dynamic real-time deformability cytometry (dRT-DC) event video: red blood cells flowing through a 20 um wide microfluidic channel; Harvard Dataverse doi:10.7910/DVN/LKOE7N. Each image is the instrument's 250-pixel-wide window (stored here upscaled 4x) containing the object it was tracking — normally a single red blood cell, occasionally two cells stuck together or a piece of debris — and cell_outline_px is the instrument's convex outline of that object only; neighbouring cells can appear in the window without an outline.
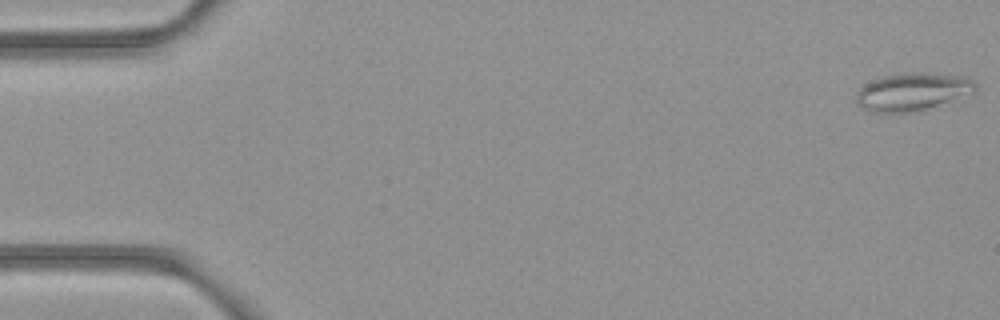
{"species": "common noctule bat (a hibernating species)", "species_latin": "Nyctalus noctula", "temperature_condition": "room temperature", "stored_images_in_passage": 53, "camera_frame_rate_fps": 3000, "um_per_image_px": 0.085, "animal": {"sex": "female", "body_mass_g": 21.9}, "frame": {"image": 1, "passage_image": 1, "time_ms": 0.0, "image_size_px": [1000, 320], "cell_outline_px": [[976, 92], [924, 108], [908, 112], [872, 112], [856, 104], [856, 96], [860, 88], [864, 84], [884, 76], [904, 72], [920, 72], [964, 76], [976, 80]], "centroid_in_image_um": [77.56, 7.77], "position_along_channel_um": 7.4, "area_um2": 25.89}}
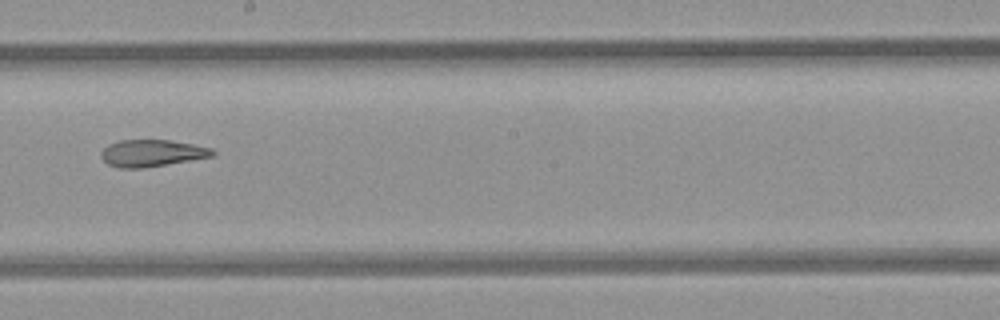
{"frame": {"image": 2, "passage_image": 30, "time_ms": 9.667, "image_size_px": [1000, 320], "cell_outline_px": [[216, 152], [212, 156], [144, 168], [120, 168], [108, 164], [100, 156], [100, 152], [108, 144], [120, 140], [168, 140], [192, 144], [212, 148]], "centroid_in_image_um": [12.88, 13.01], "position_along_channel_um": 235.3, "area_um2": 17.34}}
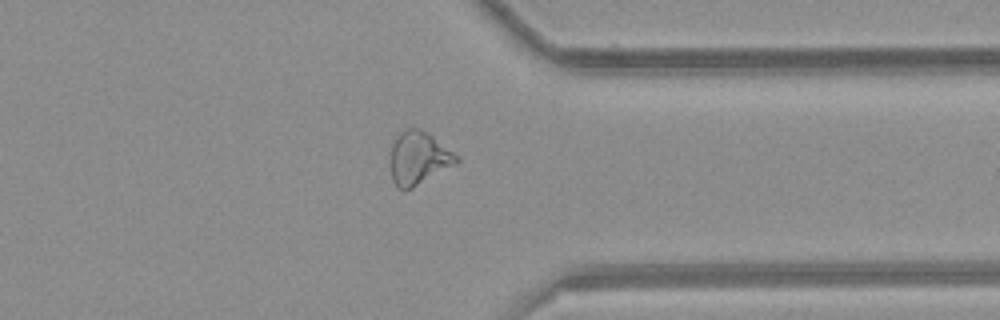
{"frame": {"image": 3, "passage_image": 41, "time_ms": 13.333, "image_size_px": [1000, 320], "cell_outline_px": [[460, 160], [456, 164], [412, 188], [404, 192], [396, 188], [392, 180], [392, 144], [396, 136], [404, 128], [416, 128], [428, 132], [460, 156]], "centroid_in_image_um": [35.6, 13.44], "position_along_channel_um": 375.8, "area_um2": 20.58}, "authors_computed_cell_mechanics": {"area_um2": 21.6172, "velocity_mm_per_s": 3.9727, "shape_relaxation_time_tau1_ms": null, "shape_relaxation_time_tau2_ms": 5.8886, "deformation_change_tau1": null, "deformation_change_tau2": 0.1726}}